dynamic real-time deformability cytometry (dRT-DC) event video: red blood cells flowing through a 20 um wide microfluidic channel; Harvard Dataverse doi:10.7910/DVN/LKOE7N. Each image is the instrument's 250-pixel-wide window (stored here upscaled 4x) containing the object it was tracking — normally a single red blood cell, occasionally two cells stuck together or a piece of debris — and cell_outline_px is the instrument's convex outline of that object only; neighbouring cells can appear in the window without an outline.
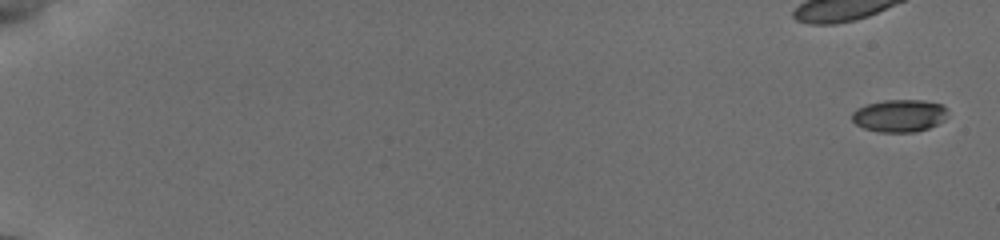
{"species": "common noctule bat (a hibernating species)", "species_latin": "Nyctalus noctula", "temperature_condition": "cold", "stored_images_in_passage": 33, "camera_frame_rate_fps": 3000, "um_per_image_px": 0.085, "animal": {"sex": "female", "body_mass_g": 19.5, "forearm_length_mm": 54.1}, "frame": {"image": 1, "passage_image": 1, "time_ms": 0.0, "image_size_px": [1000, 240], "cell_outline_px": [[948, 112], [944, 120], [928, 128], [916, 132], [880, 132], [864, 128], [856, 124], [852, 120], [852, 112], [856, 108], [868, 104], [884, 100], [924, 100], [940, 104]], "centroid_in_image_um": [76.43, 9.83], "position_along_channel_um": 8.6, "area_um2": 18.03}}